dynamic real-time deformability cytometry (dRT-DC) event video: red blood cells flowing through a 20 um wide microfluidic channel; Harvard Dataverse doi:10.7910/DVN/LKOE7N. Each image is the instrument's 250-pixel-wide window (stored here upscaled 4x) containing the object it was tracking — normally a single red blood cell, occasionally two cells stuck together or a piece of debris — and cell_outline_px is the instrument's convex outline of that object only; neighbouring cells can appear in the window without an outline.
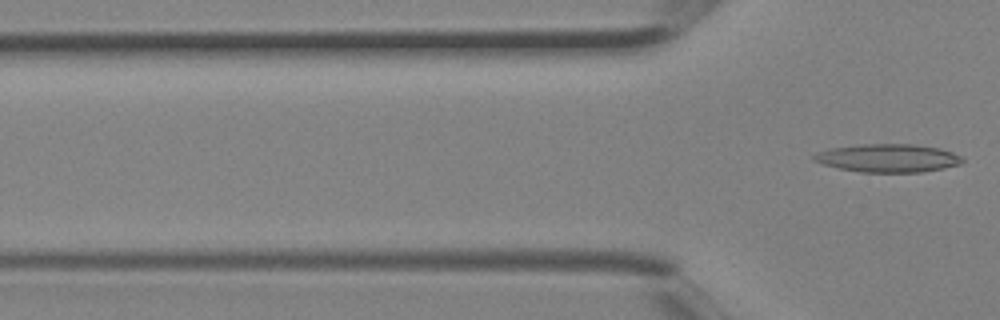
{"species": "Egyptian fruit bat (a non-hibernating species)", "species_latin": "Rousettus aegyptiacus", "temperature_condition": "room temperature", "stored_images_in_passage": 5, "camera_frame_rate_fps": 3000, "um_per_image_px": 0.085, "animal": {"sex": "female"}, "frame": {"image": 1, "passage_image": 5, "time_ms": 1.333, "image_size_px": [1000, 320], "cell_outline_px": [[964, 160], [960, 164], [944, 168], [920, 172], [860, 172], [840, 168], [824, 164], [812, 160], [812, 156], [816, 152], [832, 148], [856, 144], [916, 144], [940, 148], [952, 152], [960, 156]], "centroid_in_image_um": [75.47, 13.43], "position_along_channel_um": 50.3, "area_um2": 24.39}}